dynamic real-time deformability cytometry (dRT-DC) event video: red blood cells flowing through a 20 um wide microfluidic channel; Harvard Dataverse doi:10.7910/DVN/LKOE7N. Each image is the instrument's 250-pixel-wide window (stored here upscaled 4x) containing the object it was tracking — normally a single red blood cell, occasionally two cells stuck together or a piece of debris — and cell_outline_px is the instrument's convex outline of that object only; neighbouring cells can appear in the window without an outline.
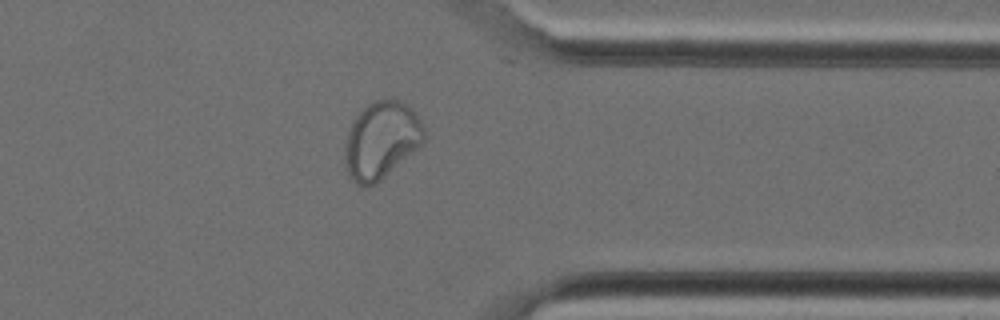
{"species": "Egyptian fruit bat (a non-hibernating species)", "species_latin": "Rousettus aegyptiacus", "temperature_condition": "cold", "stored_images_in_passage": 31, "segment_of_instrument_passage": [1, 2], "camera_frame_rate_fps": 3000, "um_per_image_px": 0.085, "animal": {"sex": "female"}, "frame": {"image": 1, "passage_image": 22, "time_ms": 7.0, "image_size_px": [1000, 320], "cell_outline_px": [[428, 136], [416, 148], [376, 184], [364, 188], [356, 184], [348, 176], [344, 168], [344, 148], [348, 132], [356, 116], [368, 104], [376, 100], [400, 100], [408, 104], [412, 108], [420, 120]], "centroid_in_image_um": [32.38, 11.94], "position_along_channel_um": 379.0, "area_um2": 35.6}}